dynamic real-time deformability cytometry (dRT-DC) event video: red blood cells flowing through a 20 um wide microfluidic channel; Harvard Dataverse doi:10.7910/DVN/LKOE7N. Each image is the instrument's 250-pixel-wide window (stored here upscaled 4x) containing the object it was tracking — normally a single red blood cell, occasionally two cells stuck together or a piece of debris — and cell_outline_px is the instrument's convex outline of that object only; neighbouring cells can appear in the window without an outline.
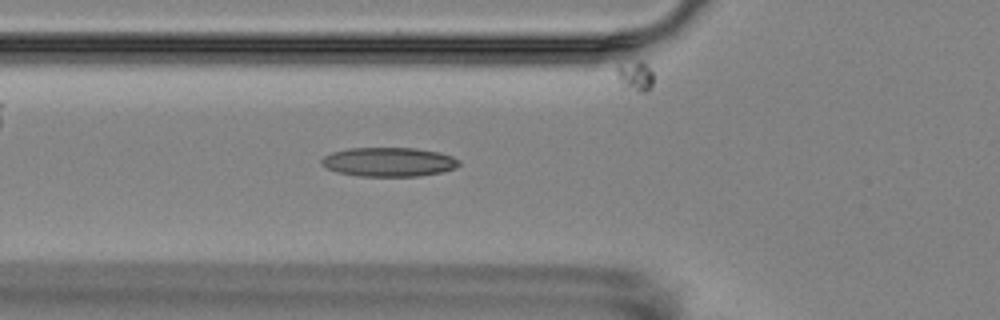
{"species": "Egyptian fruit bat (a non-hibernating species)", "species_latin": "Rousettus aegyptiacus", "temperature_condition": "room temperature", "stored_images_in_passage": 7, "camera_frame_rate_fps": 3000, "um_per_image_px": 0.085, "animal": {"sex": "female"}, "frame": {"image": 1, "passage_image": 7, "time_ms": 7.0, "image_size_px": [1000, 320], "cell_outline_px": [[460, 164], [456, 168], [440, 172], [416, 176], [360, 176], [336, 172], [324, 168], [320, 164], [320, 160], [324, 156], [332, 152], [348, 148], [416, 148], [440, 152], [452, 156], [460, 160]], "centroid_in_image_um": [33.02, 13.76], "position_along_channel_um": 92.8, "area_um2": 23.52}}